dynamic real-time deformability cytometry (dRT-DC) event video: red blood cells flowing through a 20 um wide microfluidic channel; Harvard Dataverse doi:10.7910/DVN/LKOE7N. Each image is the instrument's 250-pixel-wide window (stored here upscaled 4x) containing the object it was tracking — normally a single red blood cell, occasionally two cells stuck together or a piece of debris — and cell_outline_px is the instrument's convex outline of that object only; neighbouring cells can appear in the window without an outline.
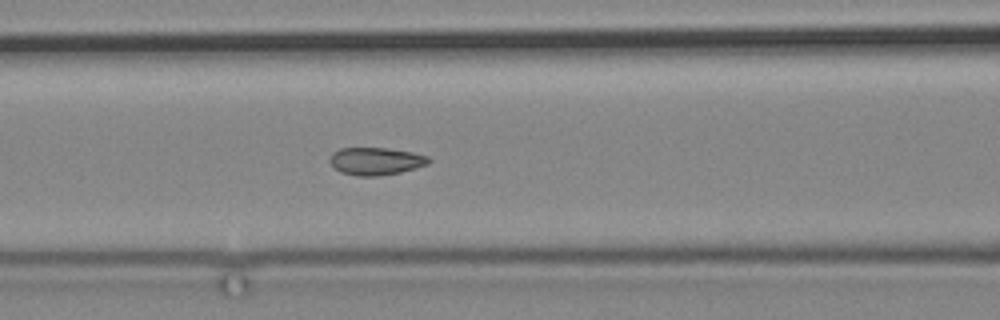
{"species": "common noctule bat (a hibernating species)", "species_latin": "Nyctalus noctula", "temperature_condition": "cold", "stored_images_in_passage": 10, "camera_frame_rate_fps": 3000, "um_per_image_px": 0.085, "animal": {"sex": "male", "body_mass_g": 19.2, "forearm_length_mm": 51.8}, "frame": {"image": 1, "passage_image": 10, "time_ms": 11.333, "image_size_px": [1000, 320], "cell_outline_px": [[432, 160], [428, 164], [416, 168], [400, 172], [380, 176], [356, 176], [340, 172], [328, 160], [332, 152], [340, 148], [384, 148], [412, 152], [428, 156]], "centroid_in_image_um": [31.94, 13.7], "position_along_channel_um": 134.7, "area_um2": 15.95}}